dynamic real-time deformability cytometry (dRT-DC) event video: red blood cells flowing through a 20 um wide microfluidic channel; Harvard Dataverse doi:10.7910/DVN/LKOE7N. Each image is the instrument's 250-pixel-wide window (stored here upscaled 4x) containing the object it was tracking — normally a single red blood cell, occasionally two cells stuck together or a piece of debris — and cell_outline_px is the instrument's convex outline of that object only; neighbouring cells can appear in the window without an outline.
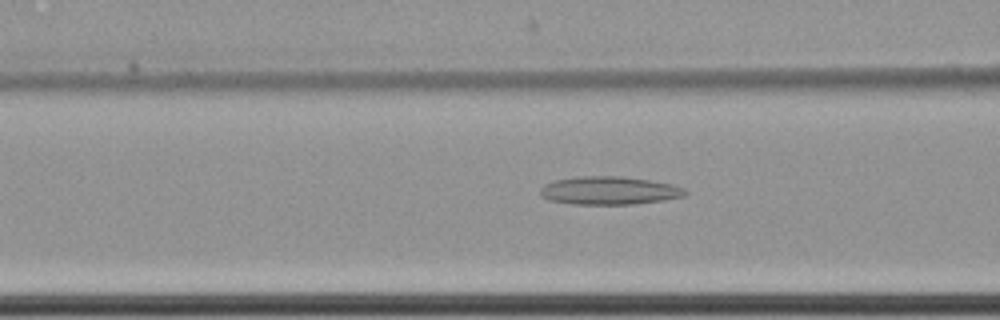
{"species": "common noctule bat (a hibernating species)", "species_latin": "Nyctalus noctula", "temperature_condition": "cold", "stored_images_in_passage": 42, "camera_frame_rate_fps": 3000, "um_per_image_px": 0.085, "animal": {"sex": "female", "body_mass_g": 22.7, "forearm_length_mm": 54.2}, "frame": {"image": 1, "passage_image": 6, "time_ms": 1.667, "image_size_px": [1000, 320], "cell_outline_px": [[688, 192], [684, 196], [664, 200], [632, 204], [572, 204], [548, 200], [540, 196], [540, 188], [544, 184], [556, 180], [576, 176], [620, 176], [676, 184], [684, 188]], "centroid_in_image_um": [51.78, 16.19], "position_along_channel_um": 114.8, "area_um2": 23.93}}
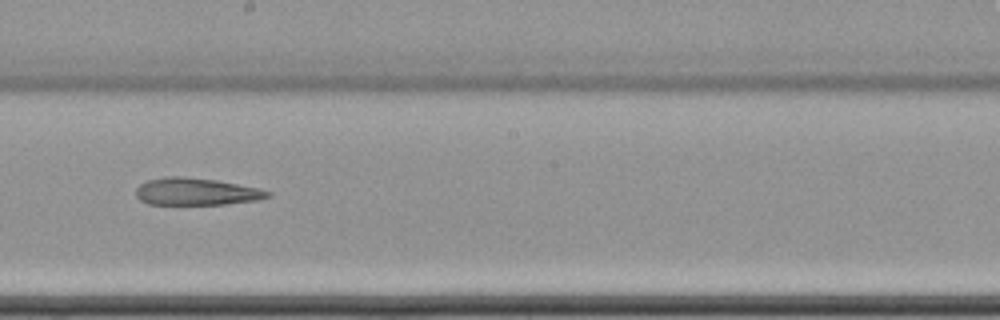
{"frame": {"image": 2, "passage_image": 16, "time_ms": 5.0, "image_size_px": [1000, 320], "cell_outline_px": [[272, 196], [260, 200], [224, 204], [148, 204], [140, 200], [136, 196], [136, 188], [140, 184], [148, 180], [164, 176], [184, 176], [216, 180], [260, 188], [272, 192]], "centroid_in_image_um": [16.71, 16.28], "position_along_channel_um": 231.5, "area_um2": 21.1}}
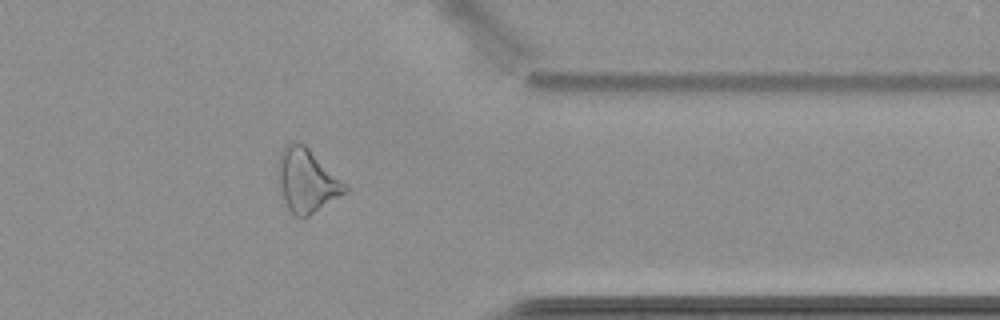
{"frame": {"image": 3, "passage_image": 30, "time_ms": 9.667, "image_size_px": [1000, 320], "cell_outline_px": [[348, 192], [308, 216], [296, 216], [288, 208], [284, 200], [276, 176], [276, 168], [280, 152], [284, 144], [292, 140], [296, 140], [304, 144], [348, 184]], "centroid_in_image_um": [26.07, 15.29], "position_along_channel_um": 385.3, "area_um2": 25.2}}